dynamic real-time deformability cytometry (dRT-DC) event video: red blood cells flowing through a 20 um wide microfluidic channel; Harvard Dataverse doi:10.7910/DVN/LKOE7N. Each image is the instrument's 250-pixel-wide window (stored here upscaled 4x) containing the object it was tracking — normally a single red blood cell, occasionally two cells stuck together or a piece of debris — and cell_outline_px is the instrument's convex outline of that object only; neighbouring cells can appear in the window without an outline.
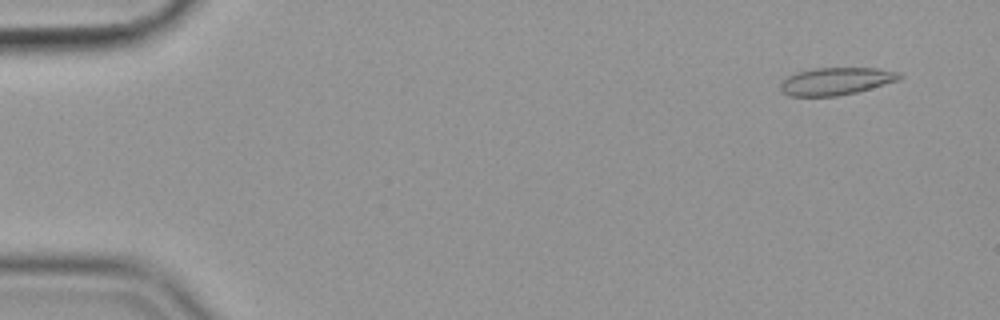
{"species": "common noctule bat (a hibernating species)", "species_latin": "Nyctalus noctula", "temperature_condition": "cold", "stored_images_in_passage": 18, "camera_frame_rate_fps": 3000, "um_per_image_px": 0.085, "animal": {"sex": "female", "body_mass_g": 19.9}, "frame": {"image": 1, "passage_image": 4, "time_ms": 1.0, "image_size_px": [1000, 320], "cell_outline_px": [[904, 76], [896, 80], [856, 92], [836, 96], [792, 96], [780, 92], [780, 84], [788, 76], [796, 72], [816, 68], [876, 68], [900, 72]], "centroid_in_image_um": [71.03, 6.9], "position_along_channel_um": 14.0, "area_um2": 18.84}}
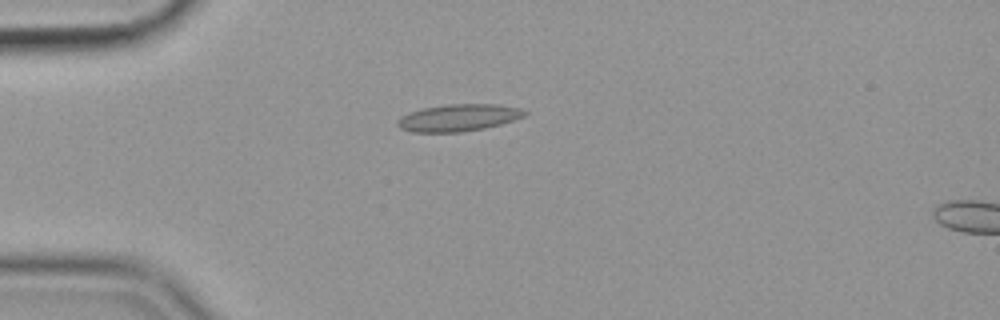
{"frame": {"image": 2, "passage_image": 15, "time_ms": 4.667, "image_size_px": [1000, 320], "cell_outline_px": [[528, 112], [524, 116], [500, 124], [484, 128], [460, 132], [412, 132], [400, 128], [396, 124], [396, 120], [400, 116], [408, 112], [424, 108], [448, 104], [496, 104], [520, 108]], "centroid_in_image_um": [38.92, 10.0], "position_along_channel_um": 46.1, "area_um2": 20.0}}